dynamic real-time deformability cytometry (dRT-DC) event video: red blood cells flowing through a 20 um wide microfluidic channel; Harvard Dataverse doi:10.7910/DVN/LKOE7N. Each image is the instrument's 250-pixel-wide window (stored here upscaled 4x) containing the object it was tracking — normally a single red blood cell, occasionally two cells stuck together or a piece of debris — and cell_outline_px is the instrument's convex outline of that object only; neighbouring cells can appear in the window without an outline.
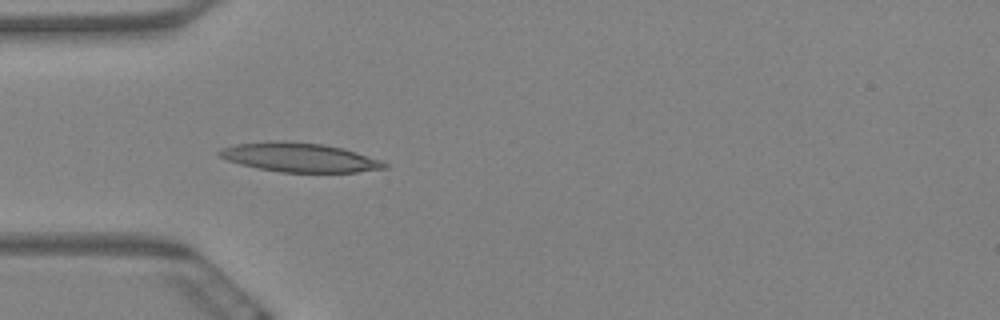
{"species": "Egyptian fruit bat (a non-hibernating species)", "species_latin": "Rousettus aegyptiacus", "temperature_condition": "warm", "stored_images_in_passage": 6, "camera_frame_rate_fps": 3000, "um_per_image_px": 0.085, "animal": {"sex": "female"}, "frame": {"image": 1, "passage_image": 5, "time_ms": 1.333, "image_size_px": [1000, 320], "cell_outline_px": [[388, 168], [356, 172], [280, 172], [240, 164], [228, 160], [220, 156], [216, 152], [224, 148], [236, 144], [280, 140], [288, 140], [324, 144], [356, 152], [380, 160], [388, 164]], "centroid_in_image_um": [25.47, 13.37], "position_along_channel_um": 59.5, "area_um2": 27.8}}